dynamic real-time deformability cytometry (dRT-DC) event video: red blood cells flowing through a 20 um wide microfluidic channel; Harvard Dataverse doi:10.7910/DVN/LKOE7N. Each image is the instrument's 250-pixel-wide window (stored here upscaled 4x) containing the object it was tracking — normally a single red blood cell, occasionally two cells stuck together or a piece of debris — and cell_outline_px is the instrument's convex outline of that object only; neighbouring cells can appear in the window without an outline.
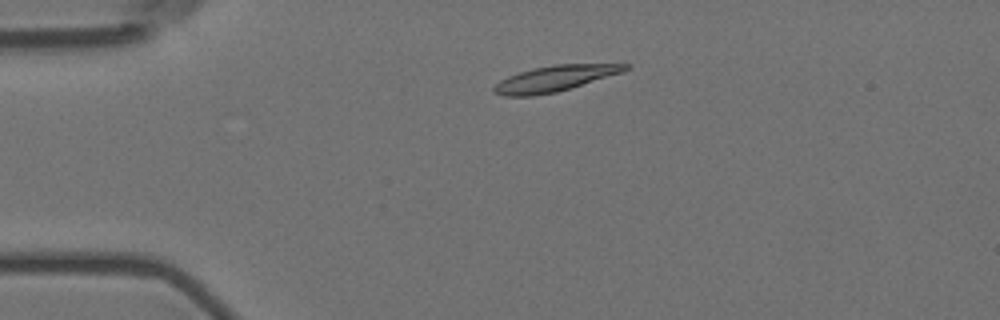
{"species": "Egyptian fruit bat (a non-hibernating species)", "species_latin": "Rousettus aegyptiacus", "temperature_condition": "room temperature", "stored_images_in_passage": 45, "camera_frame_rate_fps": 3000, "um_per_image_px": 0.085, "animal": {"sex": "female"}, "frame": {"image": 1, "passage_image": 1, "time_ms": 0.0, "image_size_px": [1000, 320], "cell_outline_px": [[632, 64], [624, 72], [556, 92], [532, 96], [504, 96], [492, 92], [492, 88], [500, 80], [508, 76], [532, 68], [556, 64]], "centroid_in_image_um": [47.14, 6.67], "position_along_channel_um": 37.9, "area_um2": 19.65}}
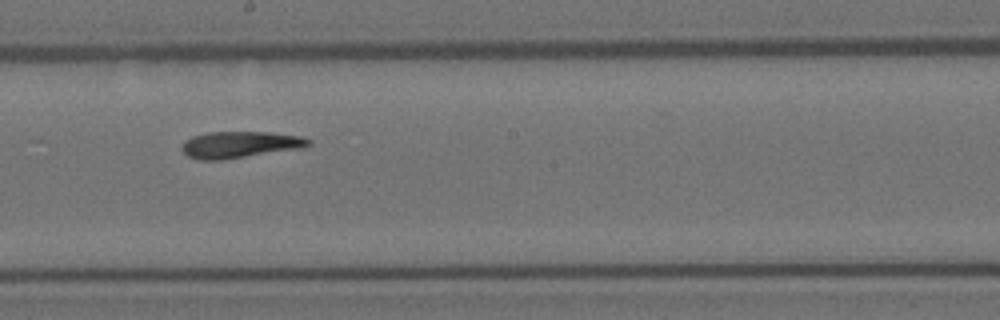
{"frame": {"image": 2, "passage_image": 20, "time_ms": 6.333, "image_size_px": [1000, 320], "cell_outline_px": [[312, 144], [304, 148], [224, 160], [200, 160], [188, 156], [180, 148], [184, 140], [192, 136], [208, 132], [272, 132], [304, 136], [312, 140]], "centroid_in_image_um": [20.44, 12.29], "position_along_channel_um": 227.8, "area_um2": 20.06}}
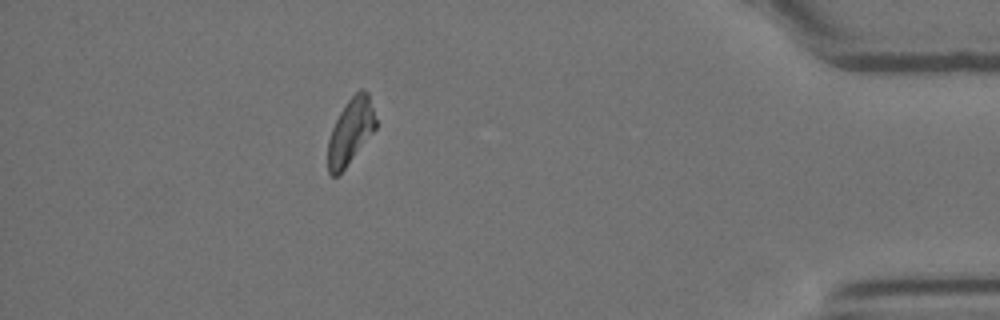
{"frame": {"image": 3, "passage_image": 39, "time_ms": 12.667, "image_size_px": [1000, 320], "cell_outline_px": [[376, 128], [344, 168], [336, 176], [332, 176], [328, 172], [328, 140], [332, 128], [340, 112], [348, 100], [360, 88], [364, 88], [368, 92], [376, 120]], "centroid_in_image_um": [29.79, 11.13], "position_along_channel_um": 405.4, "area_um2": 17.92}, "authors_computed_cell_mechanics": {"area_um2": 19.5942, "velocity_mm_per_s": 3.5556, "shape_relaxation_time_tau1_ms": 8.9952, "shape_relaxation_time_tau2_ms": 4.8056, "deformation_change_tau1": 0.2452, "deformation_change_tau2": 0.1516}}